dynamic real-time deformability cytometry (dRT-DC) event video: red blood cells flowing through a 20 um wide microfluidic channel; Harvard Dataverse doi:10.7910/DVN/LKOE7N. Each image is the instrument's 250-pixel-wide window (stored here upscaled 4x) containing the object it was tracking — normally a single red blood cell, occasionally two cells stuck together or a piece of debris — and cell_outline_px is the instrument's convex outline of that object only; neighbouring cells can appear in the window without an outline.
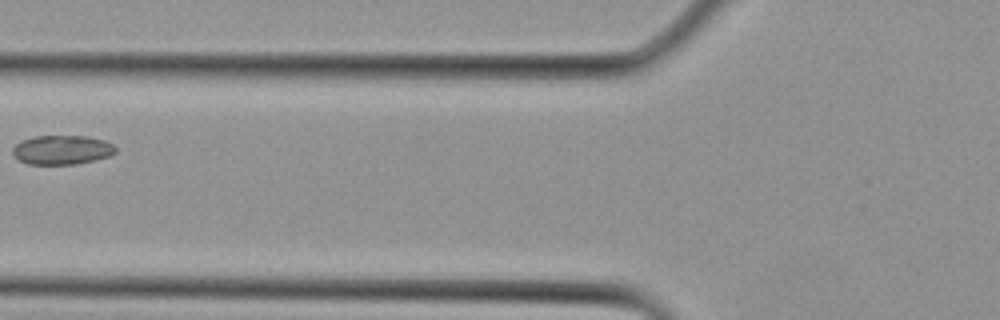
{"species": "Egyptian fruit bat (a non-hibernating species)", "species_latin": "Rousettus aegyptiacus", "temperature_condition": "cold", "stored_images_in_passage": 3, "camera_frame_rate_fps": 3000, "um_per_image_px": 0.085, "animal": {"sex": "female"}, "frame": {"image": 1, "passage_image": 3, "time_ms": 0.667, "image_size_px": [1000, 320], "cell_outline_px": [[116, 152], [108, 156], [96, 160], [76, 164], [28, 164], [20, 160], [12, 152], [12, 148], [16, 144], [24, 140], [36, 136], [88, 136], [104, 140], [112, 144], [116, 148]], "centroid_in_image_um": [5.29, 12.74], "position_along_channel_um": 120.5, "area_um2": 17.4}}